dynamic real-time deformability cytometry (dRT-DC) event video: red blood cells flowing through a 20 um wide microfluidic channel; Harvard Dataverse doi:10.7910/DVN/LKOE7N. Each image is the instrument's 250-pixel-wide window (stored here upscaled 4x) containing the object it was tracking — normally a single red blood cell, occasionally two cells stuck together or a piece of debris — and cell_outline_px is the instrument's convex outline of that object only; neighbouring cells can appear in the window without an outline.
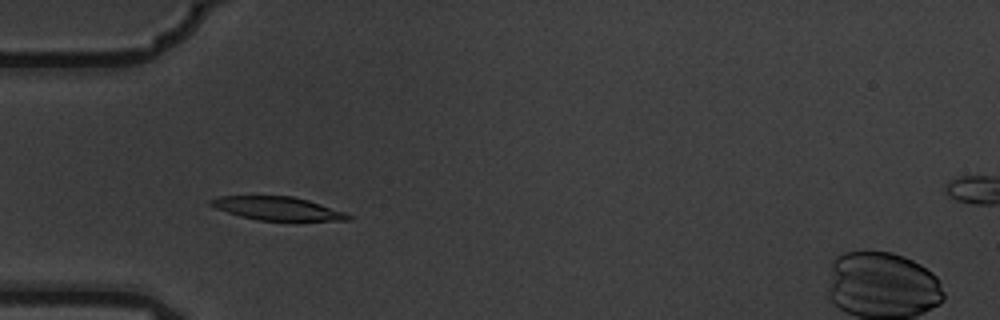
{"species": "common noctule bat (a hibernating species)", "species_latin": "Nyctalus noctula", "temperature_condition": "warm", "stored_images_in_passage": 6, "camera_frame_rate_fps": 3000, "um_per_image_px": 0.085, "animal": {"sex": "male", "body_mass_g": 19.5, "forearm_length_mm": 54.6}, "frame": {"image": 1, "passage_image": 4, "time_ms": 1.0, "image_size_px": [1000, 320], "cell_outline_px": [[352, 220], [256, 220], [240, 216], [216, 208], [208, 204], [208, 200], [220, 196], [292, 196], [308, 200], [344, 212], [352, 216]], "centroid_in_image_um": [23.55, 17.71], "position_along_channel_um": 61.5, "area_um2": 18.5}}
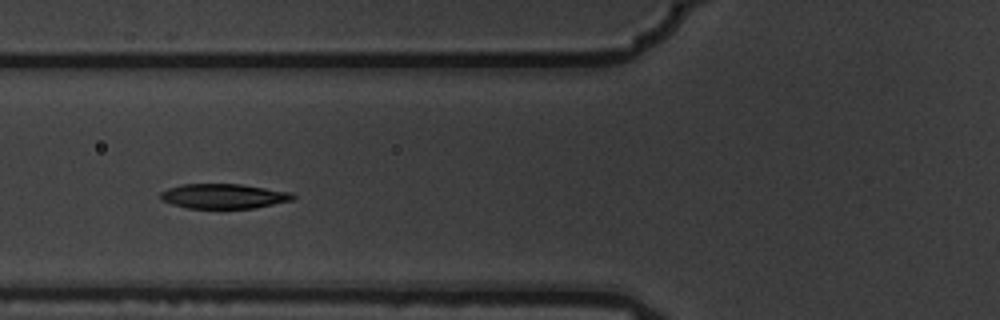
{"frame": {"image": 2, "passage_image": 5, "time_ms": 1.333, "image_size_px": [1000, 320], "cell_outline_px": [[296, 196], [292, 200], [252, 208], [188, 208], [172, 204], [160, 200], [160, 192], [168, 188], [184, 184], [240, 184], [292, 192]], "centroid_in_image_um": [18.99, 16.67], "position_along_channel_um": 106.8, "area_um2": 19.02}}
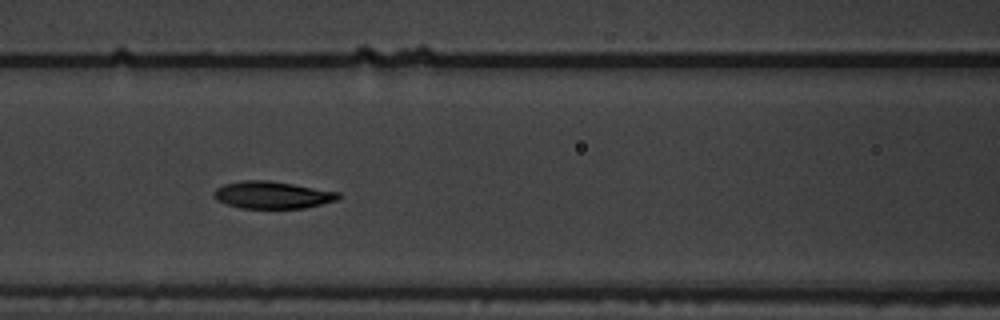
{"frame": {"image": 3, "passage_image": 6, "time_ms": 1.667, "image_size_px": [1000, 320], "cell_outline_px": [[340, 196], [336, 200], [304, 208], [240, 208], [216, 200], [212, 196], [212, 192], [216, 188], [224, 184], [244, 180], [268, 180], [340, 192]], "centroid_in_image_um": [23.1, 16.57], "position_along_channel_um": 143.5, "area_um2": 19.65}}